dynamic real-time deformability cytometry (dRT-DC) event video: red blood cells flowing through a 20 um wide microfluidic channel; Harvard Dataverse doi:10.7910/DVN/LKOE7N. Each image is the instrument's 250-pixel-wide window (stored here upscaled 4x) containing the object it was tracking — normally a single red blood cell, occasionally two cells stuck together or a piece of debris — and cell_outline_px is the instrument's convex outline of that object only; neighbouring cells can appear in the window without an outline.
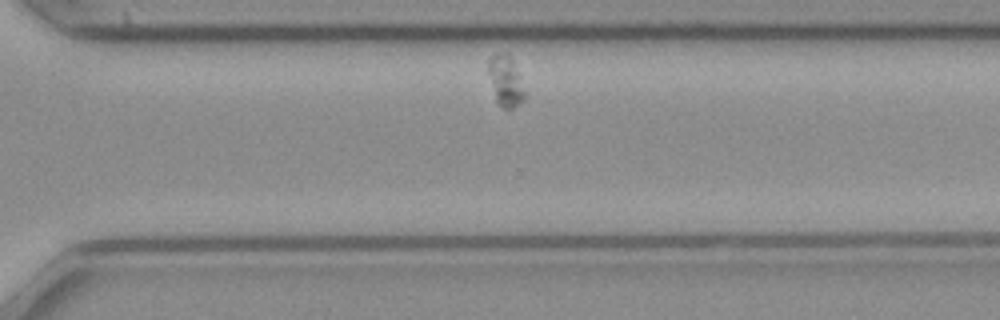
{"species": "common noctule bat (a hibernating species)", "species_latin": "Nyctalus noctula", "temperature_condition": "cold", "stored_images_in_passage": 28, "camera_frame_rate_fps": 3000, "um_per_image_px": 0.085, "animal": {"sex": "female", "body_mass_g": 21.9}, "frame": {"image": 1, "passage_image": 24, "time_ms": 7.667, "image_size_px": [1000, 320], "cell_outline_px": [[524, 100], [512, 108], [504, 108], [496, 100], [488, 72], [488, 60], [496, 52], [508, 56], [512, 60], [524, 92]], "centroid_in_image_um": [42.94, 6.88], "position_along_channel_um": 327.7, "area_um2": 10.06}}